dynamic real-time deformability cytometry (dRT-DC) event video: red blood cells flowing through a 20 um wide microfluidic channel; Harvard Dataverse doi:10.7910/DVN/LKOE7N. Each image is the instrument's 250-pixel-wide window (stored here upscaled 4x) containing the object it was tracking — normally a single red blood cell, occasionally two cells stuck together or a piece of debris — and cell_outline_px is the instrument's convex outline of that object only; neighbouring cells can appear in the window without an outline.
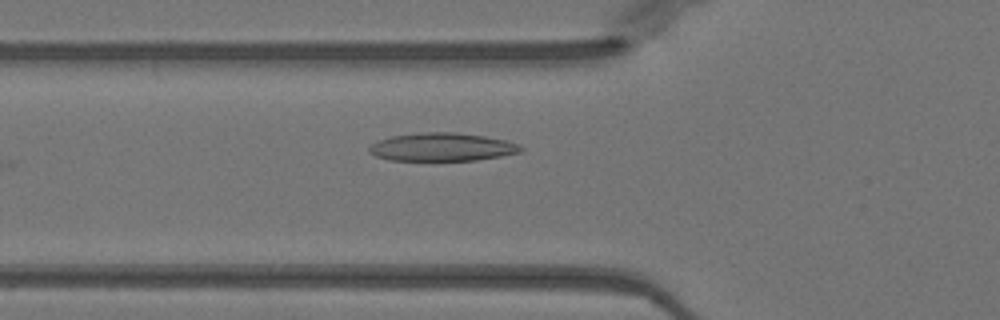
{"species": "Egyptian fruit bat (a non-hibernating species)", "species_latin": "Rousettus aegyptiacus", "temperature_condition": "warm", "stored_images_in_passage": 4, "camera_frame_rate_fps": 3000, "um_per_image_px": 0.085, "animal": {"sex": "female"}, "frame": {"image": 1, "passage_image": 2, "time_ms": 0.333, "image_size_px": [1000, 320], "cell_outline_px": [[524, 148], [520, 152], [500, 156], [476, 160], [388, 160], [376, 156], [368, 152], [368, 148], [376, 140], [392, 136], [420, 132], [456, 132], [484, 136], [508, 140]], "centroid_in_image_um": [37.54, 12.49], "position_along_channel_um": 88.3, "area_um2": 24.91}}